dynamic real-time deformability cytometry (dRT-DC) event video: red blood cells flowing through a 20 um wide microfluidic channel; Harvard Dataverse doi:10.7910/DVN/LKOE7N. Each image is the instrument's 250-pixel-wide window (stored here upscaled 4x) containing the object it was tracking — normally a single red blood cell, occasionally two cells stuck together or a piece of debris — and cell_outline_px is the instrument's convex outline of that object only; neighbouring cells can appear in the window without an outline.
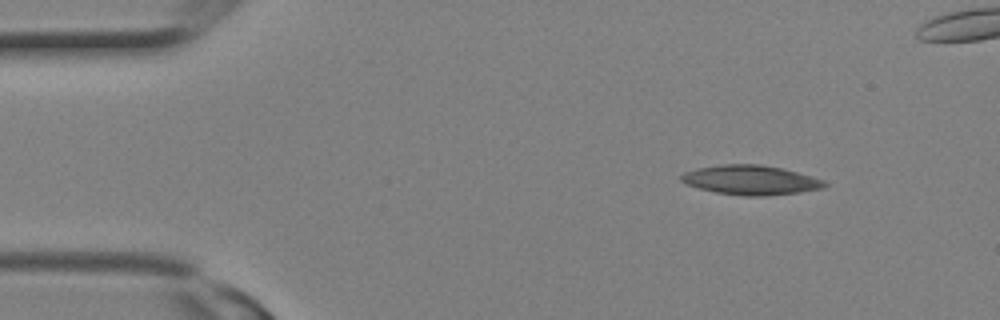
{"species": "Egyptian fruit bat (a non-hibernating species)", "species_latin": "Rousettus aegyptiacus", "temperature_condition": "room temperature", "stored_images_in_passage": 3, "camera_frame_rate_fps": 3000, "um_per_image_px": 0.085, "animal": {"sex": "female"}, "frame": {"image": 1, "passage_image": 1, "time_ms": 0.0, "image_size_px": [1000, 320], "cell_outline_px": [[828, 184], [824, 188], [800, 192], [764, 196], [744, 196], [716, 192], [684, 184], [680, 180], [680, 176], [684, 172], [696, 168], [720, 164], [760, 164], [780, 168], [812, 176], [824, 180]], "centroid_in_image_um": [63.79, 15.3], "position_along_channel_um": 21.2, "area_um2": 24.68}}